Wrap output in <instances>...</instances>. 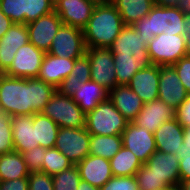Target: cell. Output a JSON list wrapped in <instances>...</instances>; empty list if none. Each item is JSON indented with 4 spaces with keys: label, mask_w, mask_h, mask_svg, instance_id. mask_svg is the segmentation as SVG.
<instances>
[{
    "label": "cell",
    "mask_w": 190,
    "mask_h": 190,
    "mask_svg": "<svg viewBox=\"0 0 190 190\" xmlns=\"http://www.w3.org/2000/svg\"><path fill=\"white\" fill-rule=\"evenodd\" d=\"M173 118H175V110L158 98L144 103L133 122L154 134L161 124Z\"/></svg>",
    "instance_id": "cell-19"
},
{
    "label": "cell",
    "mask_w": 190,
    "mask_h": 190,
    "mask_svg": "<svg viewBox=\"0 0 190 190\" xmlns=\"http://www.w3.org/2000/svg\"><path fill=\"white\" fill-rule=\"evenodd\" d=\"M86 55L90 60L91 80L108 91L116 87V68L110 48L87 47Z\"/></svg>",
    "instance_id": "cell-12"
},
{
    "label": "cell",
    "mask_w": 190,
    "mask_h": 190,
    "mask_svg": "<svg viewBox=\"0 0 190 190\" xmlns=\"http://www.w3.org/2000/svg\"><path fill=\"white\" fill-rule=\"evenodd\" d=\"M89 154L110 160L121 149V135H91Z\"/></svg>",
    "instance_id": "cell-31"
},
{
    "label": "cell",
    "mask_w": 190,
    "mask_h": 190,
    "mask_svg": "<svg viewBox=\"0 0 190 190\" xmlns=\"http://www.w3.org/2000/svg\"><path fill=\"white\" fill-rule=\"evenodd\" d=\"M43 159L42 173H46L51 176L74 165L56 147L44 149Z\"/></svg>",
    "instance_id": "cell-33"
},
{
    "label": "cell",
    "mask_w": 190,
    "mask_h": 190,
    "mask_svg": "<svg viewBox=\"0 0 190 190\" xmlns=\"http://www.w3.org/2000/svg\"><path fill=\"white\" fill-rule=\"evenodd\" d=\"M29 42L27 24H16L0 39V73H4L12 64L15 53Z\"/></svg>",
    "instance_id": "cell-18"
},
{
    "label": "cell",
    "mask_w": 190,
    "mask_h": 190,
    "mask_svg": "<svg viewBox=\"0 0 190 190\" xmlns=\"http://www.w3.org/2000/svg\"><path fill=\"white\" fill-rule=\"evenodd\" d=\"M160 190H181V187H180V185H172V186H169L166 188H162Z\"/></svg>",
    "instance_id": "cell-50"
},
{
    "label": "cell",
    "mask_w": 190,
    "mask_h": 190,
    "mask_svg": "<svg viewBox=\"0 0 190 190\" xmlns=\"http://www.w3.org/2000/svg\"><path fill=\"white\" fill-rule=\"evenodd\" d=\"M180 187H181V190H190V179L181 181Z\"/></svg>",
    "instance_id": "cell-48"
},
{
    "label": "cell",
    "mask_w": 190,
    "mask_h": 190,
    "mask_svg": "<svg viewBox=\"0 0 190 190\" xmlns=\"http://www.w3.org/2000/svg\"><path fill=\"white\" fill-rule=\"evenodd\" d=\"M13 25L12 20L7 17L0 9V39Z\"/></svg>",
    "instance_id": "cell-43"
},
{
    "label": "cell",
    "mask_w": 190,
    "mask_h": 190,
    "mask_svg": "<svg viewBox=\"0 0 190 190\" xmlns=\"http://www.w3.org/2000/svg\"><path fill=\"white\" fill-rule=\"evenodd\" d=\"M120 13L125 25H134L147 16L155 5L154 0H113L111 2Z\"/></svg>",
    "instance_id": "cell-27"
},
{
    "label": "cell",
    "mask_w": 190,
    "mask_h": 190,
    "mask_svg": "<svg viewBox=\"0 0 190 190\" xmlns=\"http://www.w3.org/2000/svg\"><path fill=\"white\" fill-rule=\"evenodd\" d=\"M121 136L123 146L132 151L142 163L157 151L154 134L134 122H128Z\"/></svg>",
    "instance_id": "cell-14"
},
{
    "label": "cell",
    "mask_w": 190,
    "mask_h": 190,
    "mask_svg": "<svg viewBox=\"0 0 190 190\" xmlns=\"http://www.w3.org/2000/svg\"><path fill=\"white\" fill-rule=\"evenodd\" d=\"M99 190H139L136 176H113Z\"/></svg>",
    "instance_id": "cell-36"
},
{
    "label": "cell",
    "mask_w": 190,
    "mask_h": 190,
    "mask_svg": "<svg viewBox=\"0 0 190 190\" xmlns=\"http://www.w3.org/2000/svg\"><path fill=\"white\" fill-rule=\"evenodd\" d=\"M89 80H91L90 60L85 54L75 60L71 74L66 77L62 87L59 90L68 92L70 89Z\"/></svg>",
    "instance_id": "cell-32"
},
{
    "label": "cell",
    "mask_w": 190,
    "mask_h": 190,
    "mask_svg": "<svg viewBox=\"0 0 190 190\" xmlns=\"http://www.w3.org/2000/svg\"><path fill=\"white\" fill-rule=\"evenodd\" d=\"M80 178L92 186L101 188L112 177L111 165L108 159L88 155L76 164Z\"/></svg>",
    "instance_id": "cell-21"
},
{
    "label": "cell",
    "mask_w": 190,
    "mask_h": 190,
    "mask_svg": "<svg viewBox=\"0 0 190 190\" xmlns=\"http://www.w3.org/2000/svg\"><path fill=\"white\" fill-rule=\"evenodd\" d=\"M125 26L111 2L97 3L83 29L87 47L109 48Z\"/></svg>",
    "instance_id": "cell-4"
},
{
    "label": "cell",
    "mask_w": 190,
    "mask_h": 190,
    "mask_svg": "<svg viewBox=\"0 0 190 190\" xmlns=\"http://www.w3.org/2000/svg\"><path fill=\"white\" fill-rule=\"evenodd\" d=\"M159 66L150 65L140 69L127 84L144 103L158 99L159 97Z\"/></svg>",
    "instance_id": "cell-22"
},
{
    "label": "cell",
    "mask_w": 190,
    "mask_h": 190,
    "mask_svg": "<svg viewBox=\"0 0 190 190\" xmlns=\"http://www.w3.org/2000/svg\"><path fill=\"white\" fill-rule=\"evenodd\" d=\"M184 35L162 33L148 42L147 51L154 65H173L187 56Z\"/></svg>",
    "instance_id": "cell-8"
},
{
    "label": "cell",
    "mask_w": 190,
    "mask_h": 190,
    "mask_svg": "<svg viewBox=\"0 0 190 190\" xmlns=\"http://www.w3.org/2000/svg\"><path fill=\"white\" fill-rule=\"evenodd\" d=\"M113 176H135L143 163L129 149L122 146L110 160Z\"/></svg>",
    "instance_id": "cell-30"
},
{
    "label": "cell",
    "mask_w": 190,
    "mask_h": 190,
    "mask_svg": "<svg viewBox=\"0 0 190 190\" xmlns=\"http://www.w3.org/2000/svg\"><path fill=\"white\" fill-rule=\"evenodd\" d=\"M145 40L131 25H125L109 47L113 54L117 85H127L140 69L147 68L152 62Z\"/></svg>",
    "instance_id": "cell-2"
},
{
    "label": "cell",
    "mask_w": 190,
    "mask_h": 190,
    "mask_svg": "<svg viewBox=\"0 0 190 190\" xmlns=\"http://www.w3.org/2000/svg\"><path fill=\"white\" fill-rule=\"evenodd\" d=\"M109 99L128 122H133L142 110L144 102L128 86L117 85L109 91Z\"/></svg>",
    "instance_id": "cell-24"
},
{
    "label": "cell",
    "mask_w": 190,
    "mask_h": 190,
    "mask_svg": "<svg viewBox=\"0 0 190 190\" xmlns=\"http://www.w3.org/2000/svg\"><path fill=\"white\" fill-rule=\"evenodd\" d=\"M96 4L95 0H57L54 3V11L64 25L83 30Z\"/></svg>",
    "instance_id": "cell-15"
},
{
    "label": "cell",
    "mask_w": 190,
    "mask_h": 190,
    "mask_svg": "<svg viewBox=\"0 0 190 190\" xmlns=\"http://www.w3.org/2000/svg\"><path fill=\"white\" fill-rule=\"evenodd\" d=\"M177 157L179 158V175L181 181L190 179V148L181 144Z\"/></svg>",
    "instance_id": "cell-40"
},
{
    "label": "cell",
    "mask_w": 190,
    "mask_h": 190,
    "mask_svg": "<svg viewBox=\"0 0 190 190\" xmlns=\"http://www.w3.org/2000/svg\"><path fill=\"white\" fill-rule=\"evenodd\" d=\"M53 190H77L81 181L76 165L52 176Z\"/></svg>",
    "instance_id": "cell-34"
},
{
    "label": "cell",
    "mask_w": 190,
    "mask_h": 190,
    "mask_svg": "<svg viewBox=\"0 0 190 190\" xmlns=\"http://www.w3.org/2000/svg\"><path fill=\"white\" fill-rule=\"evenodd\" d=\"M29 175L30 171L21 153L14 150L0 155V181L28 178Z\"/></svg>",
    "instance_id": "cell-28"
},
{
    "label": "cell",
    "mask_w": 190,
    "mask_h": 190,
    "mask_svg": "<svg viewBox=\"0 0 190 190\" xmlns=\"http://www.w3.org/2000/svg\"><path fill=\"white\" fill-rule=\"evenodd\" d=\"M75 60L45 53L37 78L60 89L71 74Z\"/></svg>",
    "instance_id": "cell-20"
},
{
    "label": "cell",
    "mask_w": 190,
    "mask_h": 190,
    "mask_svg": "<svg viewBox=\"0 0 190 190\" xmlns=\"http://www.w3.org/2000/svg\"><path fill=\"white\" fill-rule=\"evenodd\" d=\"M154 138L157 150L177 155L183 143V127L173 118L159 126L154 132Z\"/></svg>",
    "instance_id": "cell-26"
},
{
    "label": "cell",
    "mask_w": 190,
    "mask_h": 190,
    "mask_svg": "<svg viewBox=\"0 0 190 190\" xmlns=\"http://www.w3.org/2000/svg\"><path fill=\"white\" fill-rule=\"evenodd\" d=\"M33 127L35 128L36 142L42 148L55 147L59 126L48 116L42 113L33 114Z\"/></svg>",
    "instance_id": "cell-29"
},
{
    "label": "cell",
    "mask_w": 190,
    "mask_h": 190,
    "mask_svg": "<svg viewBox=\"0 0 190 190\" xmlns=\"http://www.w3.org/2000/svg\"><path fill=\"white\" fill-rule=\"evenodd\" d=\"M29 190H53V177L46 173H30L28 177Z\"/></svg>",
    "instance_id": "cell-38"
},
{
    "label": "cell",
    "mask_w": 190,
    "mask_h": 190,
    "mask_svg": "<svg viewBox=\"0 0 190 190\" xmlns=\"http://www.w3.org/2000/svg\"><path fill=\"white\" fill-rule=\"evenodd\" d=\"M128 121L108 98L86 114L85 128L91 135H121Z\"/></svg>",
    "instance_id": "cell-7"
},
{
    "label": "cell",
    "mask_w": 190,
    "mask_h": 190,
    "mask_svg": "<svg viewBox=\"0 0 190 190\" xmlns=\"http://www.w3.org/2000/svg\"><path fill=\"white\" fill-rule=\"evenodd\" d=\"M68 93L85 114L109 98V91L93 80L81 83L79 86L70 89Z\"/></svg>",
    "instance_id": "cell-23"
},
{
    "label": "cell",
    "mask_w": 190,
    "mask_h": 190,
    "mask_svg": "<svg viewBox=\"0 0 190 190\" xmlns=\"http://www.w3.org/2000/svg\"><path fill=\"white\" fill-rule=\"evenodd\" d=\"M0 190H29L28 178L0 181Z\"/></svg>",
    "instance_id": "cell-42"
},
{
    "label": "cell",
    "mask_w": 190,
    "mask_h": 190,
    "mask_svg": "<svg viewBox=\"0 0 190 190\" xmlns=\"http://www.w3.org/2000/svg\"><path fill=\"white\" fill-rule=\"evenodd\" d=\"M139 190H160L180 185L179 158L157 150L136 172Z\"/></svg>",
    "instance_id": "cell-3"
},
{
    "label": "cell",
    "mask_w": 190,
    "mask_h": 190,
    "mask_svg": "<svg viewBox=\"0 0 190 190\" xmlns=\"http://www.w3.org/2000/svg\"><path fill=\"white\" fill-rule=\"evenodd\" d=\"M44 149L39 146L21 153L30 173L42 172Z\"/></svg>",
    "instance_id": "cell-37"
},
{
    "label": "cell",
    "mask_w": 190,
    "mask_h": 190,
    "mask_svg": "<svg viewBox=\"0 0 190 190\" xmlns=\"http://www.w3.org/2000/svg\"><path fill=\"white\" fill-rule=\"evenodd\" d=\"M14 150L23 153L34 147H39L36 142L33 115H18L11 117Z\"/></svg>",
    "instance_id": "cell-25"
},
{
    "label": "cell",
    "mask_w": 190,
    "mask_h": 190,
    "mask_svg": "<svg viewBox=\"0 0 190 190\" xmlns=\"http://www.w3.org/2000/svg\"><path fill=\"white\" fill-rule=\"evenodd\" d=\"M180 82L183 84L186 93L190 95V56H185L173 64Z\"/></svg>",
    "instance_id": "cell-39"
},
{
    "label": "cell",
    "mask_w": 190,
    "mask_h": 190,
    "mask_svg": "<svg viewBox=\"0 0 190 190\" xmlns=\"http://www.w3.org/2000/svg\"><path fill=\"white\" fill-rule=\"evenodd\" d=\"M184 29H183V35L187 36L189 34L190 31V10L185 11V15H184Z\"/></svg>",
    "instance_id": "cell-45"
},
{
    "label": "cell",
    "mask_w": 190,
    "mask_h": 190,
    "mask_svg": "<svg viewBox=\"0 0 190 190\" xmlns=\"http://www.w3.org/2000/svg\"><path fill=\"white\" fill-rule=\"evenodd\" d=\"M175 118L183 127H190V95L175 110Z\"/></svg>",
    "instance_id": "cell-41"
},
{
    "label": "cell",
    "mask_w": 190,
    "mask_h": 190,
    "mask_svg": "<svg viewBox=\"0 0 190 190\" xmlns=\"http://www.w3.org/2000/svg\"><path fill=\"white\" fill-rule=\"evenodd\" d=\"M1 11L13 23L29 24L54 11L52 0H0Z\"/></svg>",
    "instance_id": "cell-9"
},
{
    "label": "cell",
    "mask_w": 190,
    "mask_h": 190,
    "mask_svg": "<svg viewBox=\"0 0 190 190\" xmlns=\"http://www.w3.org/2000/svg\"><path fill=\"white\" fill-rule=\"evenodd\" d=\"M41 113L51 118L60 128L85 127L86 114L66 91L58 89Z\"/></svg>",
    "instance_id": "cell-6"
},
{
    "label": "cell",
    "mask_w": 190,
    "mask_h": 190,
    "mask_svg": "<svg viewBox=\"0 0 190 190\" xmlns=\"http://www.w3.org/2000/svg\"><path fill=\"white\" fill-rule=\"evenodd\" d=\"M14 151L11 116L0 108V155Z\"/></svg>",
    "instance_id": "cell-35"
},
{
    "label": "cell",
    "mask_w": 190,
    "mask_h": 190,
    "mask_svg": "<svg viewBox=\"0 0 190 190\" xmlns=\"http://www.w3.org/2000/svg\"><path fill=\"white\" fill-rule=\"evenodd\" d=\"M97 3L112 2L113 0H95Z\"/></svg>",
    "instance_id": "cell-52"
},
{
    "label": "cell",
    "mask_w": 190,
    "mask_h": 190,
    "mask_svg": "<svg viewBox=\"0 0 190 190\" xmlns=\"http://www.w3.org/2000/svg\"><path fill=\"white\" fill-rule=\"evenodd\" d=\"M159 99L176 110L188 94L173 65L159 66Z\"/></svg>",
    "instance_id": "cell-17"
},
{
    "label": "cell",
    "mask_w": 190,
    "mask_h": 190,
    "mask_svg": "<svg viewBox=\"0 0 190 190\" xmlns=\"http://www.w3.org/2000/svg\"><path fill=\"white\" fill-rule=\"evenodd\" d=\"M77 190H99L98 187L92 186L86 181L81 180Z\"/></svg>",
    "instance_id": "cell-46"
},
{
    "label": "cell",
    "mask_w": 190,
    "mask_h": 190,
    "mask_svg": "<svg viewBox=\"0 0 190 190\" xmlns=\"http://www.w3.org/2000/svg\"><path fill=\"white\" fill-rule=\"evenodd\" d=\"M44 56V51L37 49L32 43L28 42L17 50L12 64L4 74L17 78L37 77Z\"/></svg>",
    "instance_id": "cell-13"
},
{
    "label": "cell",
    "mask_w": 190,
    "mask_h": 190,
    "mask_svg": "<svg viewBox=\"0 0 190 190\" xmlns=\"http://www.w3.org/2000/svg\"><path fill=\"white\" fill-rule=\"evenodd\" d=\"M185 11V7L154 5L147 16L132 26L146 43L164 32L171 35H183Z\"/></svg>",
    "instance_id": "cell-5"
},
{
    "label": "cell",
    "mask_w": 190,
    "mask_h": 190,
    "mask_svg": "<svg viewBox=\"0 0 190 190\" xmlns=\"http://www.w3.org/2000/svg\"><path fill=\"white\" fill-rule=\"evenodd\" d=\"M58 89L33 78H17L0 73V108L11 117L41 113Z\"/></svg>",
    "instance_id": "cell-1"
},
{
    "label": "cell",
    "mask_w": 190,
    "mask_h": 190,
    "mask_svg": "<svg viewBox=\"0 0 190 190\" xmlns=\"http://www.w3.org/2000/svg\"><path fill=\"white\" fill-rule=\"evenodd\" d=\"M86 51L83 30L62 24L47 53L66 59H77L85 55Z\"/></svg>",
    "instance_id": "cell-11"
},
{
    "label": "cell",
    "mask_w": 190,
    "mask_h": 190,
    "mask_svg": "<svg viewBox=\"0 0 190 190\" xmlns=\"http://www.w3.org/2000/svg\"><path fill=\"white\" fill-rule=\"evenodd\" d=\"M183 134H184L183 143L185 147L190 148V127L183 128Z\"/></svg>",
    "instance_id": "cell-47"
},
{
    "label": "cell",
    "mask_w": 190,
    "mask_h": 190,
    "mask_svg": "<svg viewBox=\"0 0 190 190\" xmlns=\"http://www.w3.org/2000/svg\"><path fill=\"white\" fill-rule=\"evenodd\" d=\"M62 24L60 16L55 11L41 16L37 20L27 24L29 42L37 49L47 53L53 38Z\"/></svg>",
    "instance_id": "cell-16"
},
{
    "label": "cell",
    "mask_w": 190,
    "mask_h": 190,
    "mask_svg": "<svg viewBox=\"0 0 190 190\" xmlns=\"http://www.w3.org/2000/svg\"><path fill=\"white\" fill-rule=\"evenodd\" d=\"M154 4L160 7H185L186 0H154Z\"/></svg>",
    "instance_id": "cell-44"
},
{
    "label": "cell",
    "mask_w": 190,
    "mask_h": 190,
    "mask_svg": "<svg viewBox=\"0 0 190 190\" xmlns=\"http://www.w3.org/2000/svg\"><path fill=\"white\" fill-rule=\"evenodd\" d=\"M185 8L190 10V0H186Z\"/></svg>",
    "instance_id": "cell-51"
},
{
    "label": "cell",
    "mask_w": 190,
    "mask_h": 190,
    "mask_svg": "<svg viewBox=\"0 0 190 190\" xmlns=\"http://www.w3.org/2000/svg\"><path fill=\"white\" fill-rule=\"evenodd\" d=\"M91 134L83 128H59L55 147L74 165L89 155Z\"/></svg>",
    "instance_id": "cell-10"
},
{
    "label": "cell",
    "mask_w": 190,
    "mask_h": 190,
    "mask_svg": "<svg viewBox=\"0 0 190 190\" xmlns=\"http://www.w3.org/2000/svg\"><path fill=\"white\" fill-rule=\"evenodd\" d=\"M185 41H186V52H187V56H190V31L189 34L187 36H185Z\"/></svg>",
    "instance_id": "cell-49"
}]
</instances>
